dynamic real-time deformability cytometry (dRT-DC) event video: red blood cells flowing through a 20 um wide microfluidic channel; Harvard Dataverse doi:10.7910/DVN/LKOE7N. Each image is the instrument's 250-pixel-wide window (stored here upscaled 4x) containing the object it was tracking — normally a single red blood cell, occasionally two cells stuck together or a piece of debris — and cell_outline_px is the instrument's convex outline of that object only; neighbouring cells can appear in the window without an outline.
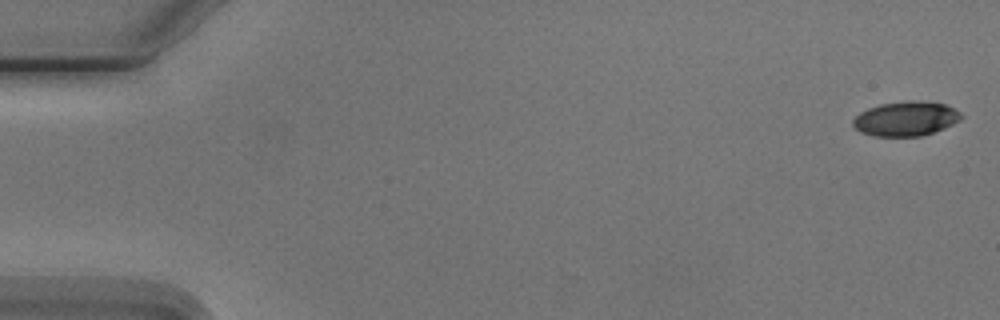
{"species": "Egyptian fruit bat (a non-hibernating species)", "species_latin": "Rousettus aegyptiacus", "temperature_condition": "cold", "stored_images_in_passage": 5, "camera_frame_rate_fps": 3000, "um_per_image_px": 0.085, "animal": {"sex": "male"}, "frame": {"image": 1, "passage_image": 1, "time_ms": 0.0, "image_size_px": [1000, 320], "cell_outline_px": [[964, 116], [960, 120], [944, 128], [920, 136], [872, 136], [860, 132], [852, 124], [852, 120], [860, 112], [868, 108], [880, 104], [908, 100], [912, 100], [944, 104], [960, 112]], "centroid_in_image_um": [76.97, 10.09], "position_along_channel_um": 8.0, "area_um2": 21.68}}